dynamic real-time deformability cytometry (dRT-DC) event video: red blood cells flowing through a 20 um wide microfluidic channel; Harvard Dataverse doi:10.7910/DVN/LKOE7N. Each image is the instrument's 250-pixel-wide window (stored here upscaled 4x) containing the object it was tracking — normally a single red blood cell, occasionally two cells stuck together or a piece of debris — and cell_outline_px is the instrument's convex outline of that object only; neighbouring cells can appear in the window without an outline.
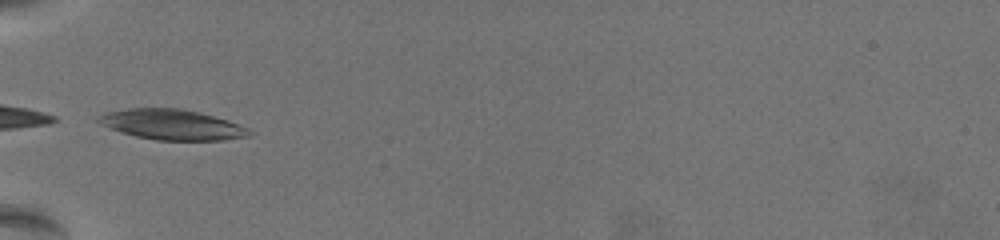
{"species": "common noctule bat (a hibernating species)", "species_latin": "Nyctalus noctula", "temperature_condition": "warm", "stored_images_in_passage": 6, "camera_frame_rate_fps": 3000, "um_per_image_px": 0.085, "animal": {"sex": "female", "body_mass_g": 19.5, "forearm_length_mm": 54.1}, "frame": {"image": 1, "passage_image": 1, "time_ms": 0.0, "image_size_px": [1000, 240], "cell_outline_px": [[252, 132], [248, 136], [224, 140], [156, 140], [136, 136], [120, 132], [100, 124], [96, 120], [104, 112], [128, 108], [180, 108], [200, 112], [228, 120], [248, 128]], "centroid_in_image_um": [14.6, 10.58], "position_along_channel_um": 70.4, "area_um2": 26.65}}
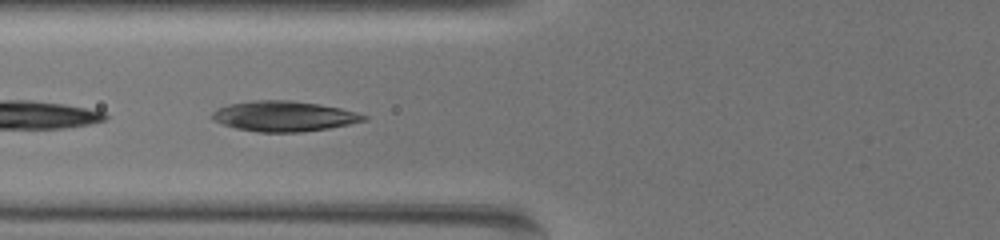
{"frame": {"image": 2, "passage_image": 4, "time_ms": 1.0, "image_size_px": [1000, 240], "cell_outline_px": [[368, 120], [328, 128], [300, 132], [256, 132], [236, 128], [220, 124], [212, 120], [212, 112], [228, 104], [252, 100], [288, 100], [316, 104], [340, 108], [356, 112], [368, 116]], "centroid_in_image_um": [24.1, 9.88], "position_along_channel_um": 101.7, "area_um2": 26.7}}